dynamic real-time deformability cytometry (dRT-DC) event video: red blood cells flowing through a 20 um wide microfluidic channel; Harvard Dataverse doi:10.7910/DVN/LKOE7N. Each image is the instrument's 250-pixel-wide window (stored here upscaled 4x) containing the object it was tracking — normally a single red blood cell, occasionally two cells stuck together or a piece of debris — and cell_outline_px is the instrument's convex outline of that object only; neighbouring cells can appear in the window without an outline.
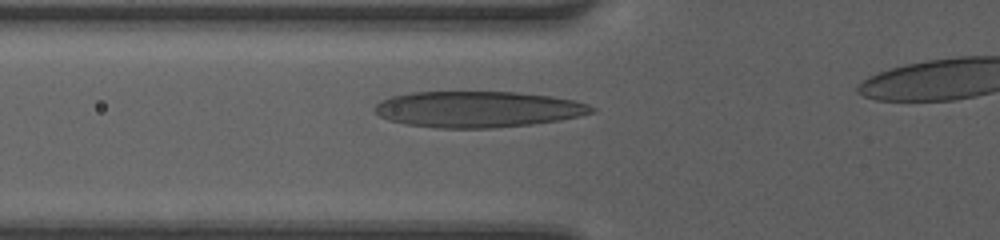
{"species": "human", "species_latin": "Homo sapiens", "temperature_condition": "room temperature", "stored_images_in_passage": 10, "segment_of_instrument_passage": [1, 2], "camera_frame_rate_fps": 3000, "um_per_image_px": 0.085, "donor": {"sex": "female"}, "frame": {"image": 1, "passage_image": 9, "time_ms": 2.667, "image_size_px": [1000, 240], "cell_outline_px": [[596, 112], [580, 116], [560, 120], [532, 124], [492, 128], [440, 128], [408, 124], [388, 120], [380, 116], [372, 108], [380, 100], [392, 96], [412, 92], [516, 92], [552, 96], [576, 100], [588, 104], [596, 108]], "centroid_in_image_um": [40.65, 9.28], "position_along_channel_um": 85.1, "area_um2": 45.84}}